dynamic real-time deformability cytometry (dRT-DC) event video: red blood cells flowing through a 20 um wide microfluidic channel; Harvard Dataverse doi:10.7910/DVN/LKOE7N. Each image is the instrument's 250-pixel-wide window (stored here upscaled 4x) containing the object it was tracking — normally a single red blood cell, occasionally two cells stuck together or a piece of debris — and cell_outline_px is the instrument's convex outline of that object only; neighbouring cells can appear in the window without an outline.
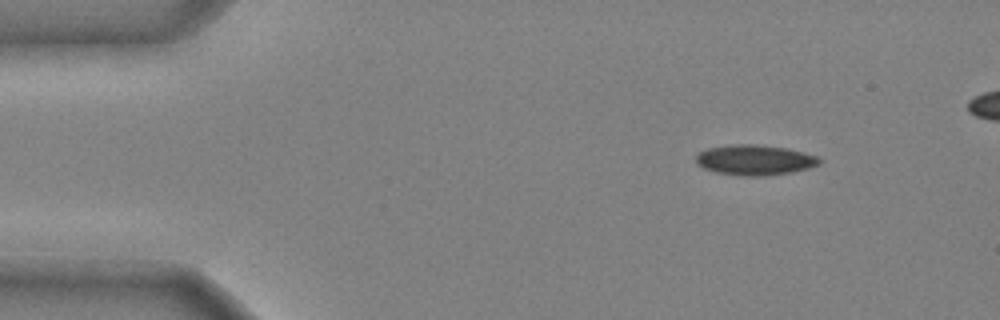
{"species": "common noctule bat (a hibernating species)", "species_latin": "Nyctalus noctula", "temperature_condition": "cold", "stored_images_in_passage": 42, "camera_frame_rate_fps": 3000, "um_per_image_px": 0.085, "animal": {"sex": "male", "body_mass_g": 20.4}, "frame": {"image": 1, "passage_image": 1, "time_ms": 0.0, "image_size_px": [1000, 320], "cell_outline_px": [[824, 160], [820, 164], [808, 168], [792, 172], [760, 176], [744, 176], [716, 172], [704, 168], [696, 164], [696, 156], [700, 152], [708, 148], [732, 144], [756, 144], [788, 148], [804, 152], [816, 156]], "centroid_in_image_um": [64.18, 13.59], "position_along_channel_um": 20.8, "area_um2": 21.85}}
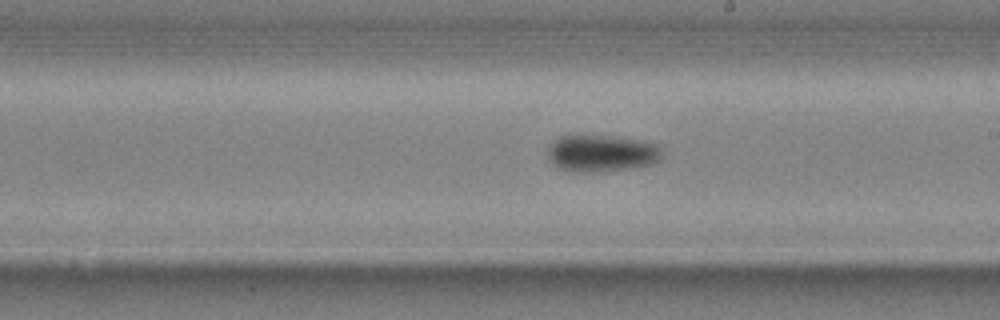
{"frame": {"image": 2, "passage_image": 23, "time_ms": 7.333, "image_size_px": [1000, 320], "cell_outline_px": [[660, 160], [652, 164], [632, 168], [592, 172], [568, 172], [552, 164], [548, 156], [548, 148], [560, 136], [608, 136], [644, 140], [656, 144], [660, 148]], "centroid_in_image_um": [51.13, 13.04], "position_along_channel_um": 237.9, "area_um2": 24.45}}
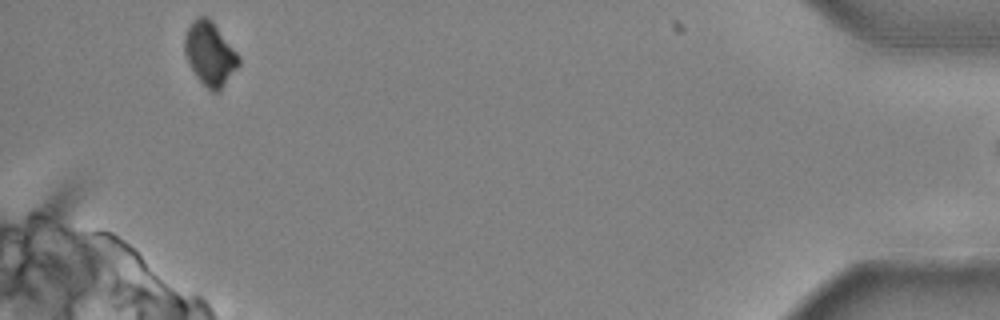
{"frame": {"image": 3, "passage_image": 41, "time_ms": 13.333, "image_size_px": [1000, 320], "cell_outline_px": [[240, 64], [220, 88], [216, 92], [212, 92], [196, 76], [184, 52], [184, 36], [192, 20], [196, 16], [208, 16], [212, 20], [240, 56]], "centroid_in_image_um": [17.83, 4.51], "position_along_channel_um": 417.4, "area_um2": 19.77}}